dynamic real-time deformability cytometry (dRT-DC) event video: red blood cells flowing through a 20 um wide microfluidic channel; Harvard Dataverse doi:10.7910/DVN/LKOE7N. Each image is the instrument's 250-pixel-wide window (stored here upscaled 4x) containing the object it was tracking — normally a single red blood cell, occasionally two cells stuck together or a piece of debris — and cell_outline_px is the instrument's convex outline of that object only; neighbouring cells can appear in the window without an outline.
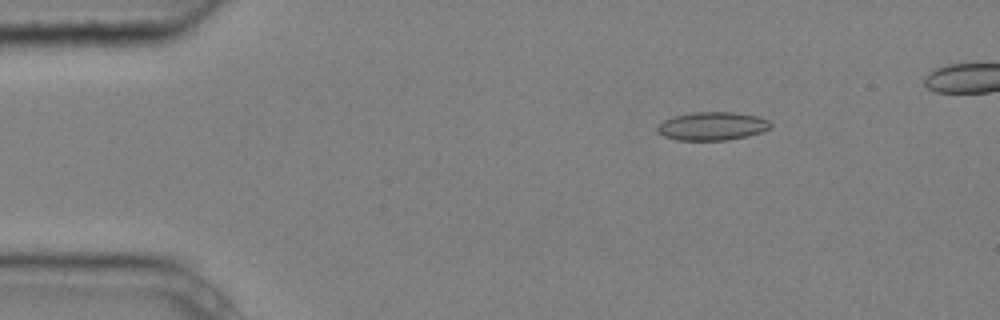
{"species": "common noctule bat (a hibernating species)", "species_latin": "Nyctalus noctula", "temperature_condition": "cold", "stored_images_in_passage": 5, "camera_frame_rate_fps": 3000, "um_per_image_px": 0.085, "animal": {"sex": "male", "body_mass_g": 20.4}, "frame": {"image": 1, "passage_image": 2, "time_ms": 0.333, "image_size_px": [1000, 320], "cell_outline_px": [[772, 128], [748, 136], [728, 140], [676, 140], [664, 136], [656, 132], [656, 128], [664, 120], [672, 116], [692, 112], [732, 112], [756, 116], [768, 120], [772, 124]], "centroid_in_image_um": [60.52, 10.72], "position_along_channel_um": 24.5, "area_um2": 18.79}}